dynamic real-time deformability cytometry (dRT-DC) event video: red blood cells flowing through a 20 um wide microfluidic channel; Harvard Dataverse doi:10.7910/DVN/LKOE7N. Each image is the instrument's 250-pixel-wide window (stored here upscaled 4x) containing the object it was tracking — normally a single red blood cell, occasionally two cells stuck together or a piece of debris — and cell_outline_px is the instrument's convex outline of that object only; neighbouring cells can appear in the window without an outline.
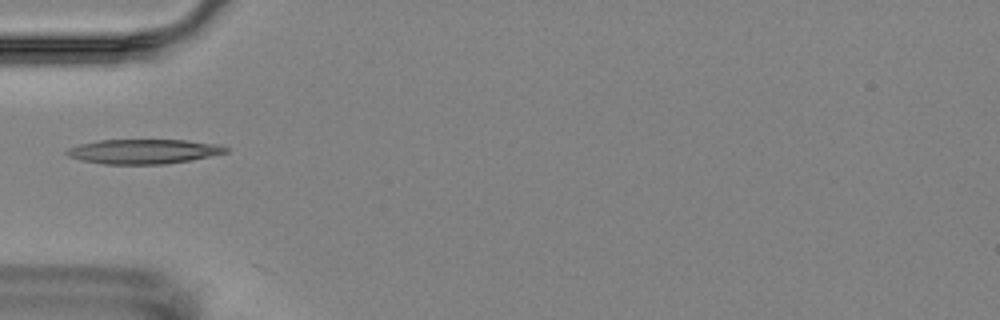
{"species": "Egyptian fruit bat (a non-hibernating species)", "species_latin": "Rousettus aegyptiacus", "temperature_condition": "room temperature", "stored_images_in_passage": 9, "camera_frame_rate_fps": 3000, "um_per_image_px": 0.085, "animal": {"sex": "female"}, "frame": {"image": 1, "passage_image": 5, "time_ms": 4.667, "image_size_px": [1000, 320], "cell_outline_px": [[228, 152], [192, 160], [164, 164], [104, 164], [80, 160], [68, 156], [64, 152], [68, 148], [80, 144], [100, 140], [184, 140], [220, 144], [228, 148]], "centroid_in_image_um": [12.21, 12.87], "position_along_channel_um": 72.8, "area_um2": 22.83}}
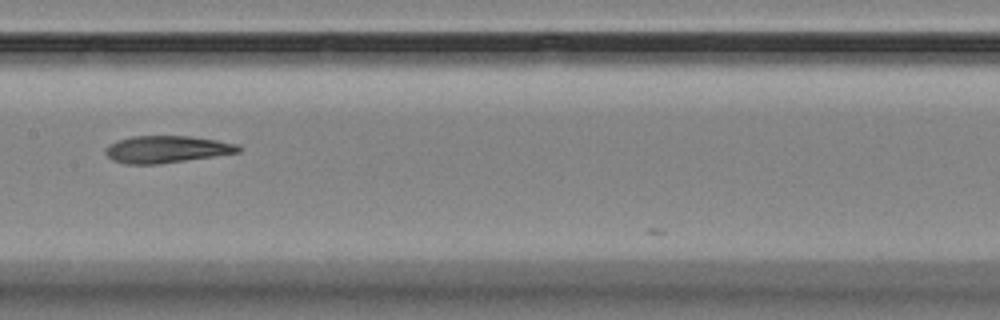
{"frame": {"image": 2, "passage_image": 8, "time_ms": 8.0, "image_size_px": [1000, 320], "cell_outline_px": [[240, 152], [160, 164], [124, 164], [112, 160], [104, 152], [104, 148], [108, 144], [116, 140], [132, 136], [192, 136], [240, 144]], "centroid_in_image_um": [14.12, 12.68], "position_along_channel_um": 193.3, "area_um2": 21.15}}